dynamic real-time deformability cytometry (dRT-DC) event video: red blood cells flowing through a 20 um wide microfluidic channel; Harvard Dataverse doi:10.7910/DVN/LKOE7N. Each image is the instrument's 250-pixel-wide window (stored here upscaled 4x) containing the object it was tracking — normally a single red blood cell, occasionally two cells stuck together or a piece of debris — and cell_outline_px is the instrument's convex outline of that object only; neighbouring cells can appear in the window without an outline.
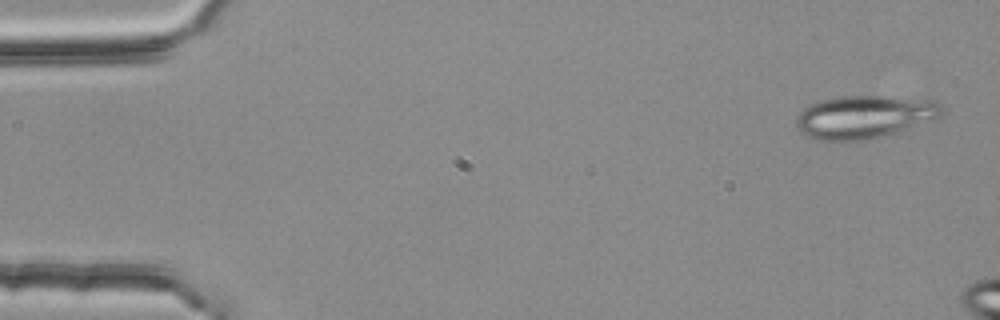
{"species": "common noctule bat (a hibernating species)", "species_latin": "Nyctalus noctula", "temperature_condition": "room temperature", "stored_images_in_passage": 3, "camera_frame_rate_fps": 3000, "um_per_image_px": 0.085, "animal": {"sex": "female", "body_mass_g": 25.1}, "frame": {"image": 1, "passage_image": 1, "time_ms": 0.0, "image_size_px": [1000, 320], "cell_outline_px": [[944, 112], [936, 116], [908, 128], [884, 136], [860, 140], [816, 140], [800, 132], [796, 124], [796, 116], [808, 104], [820, 100], [840, 96], [880, 96], [936, 100], [944, 108]], "centroid_in_image_um": [73.4, 9.92], "position_along_channel_um": 11.6, "area_um2": 36.07}}